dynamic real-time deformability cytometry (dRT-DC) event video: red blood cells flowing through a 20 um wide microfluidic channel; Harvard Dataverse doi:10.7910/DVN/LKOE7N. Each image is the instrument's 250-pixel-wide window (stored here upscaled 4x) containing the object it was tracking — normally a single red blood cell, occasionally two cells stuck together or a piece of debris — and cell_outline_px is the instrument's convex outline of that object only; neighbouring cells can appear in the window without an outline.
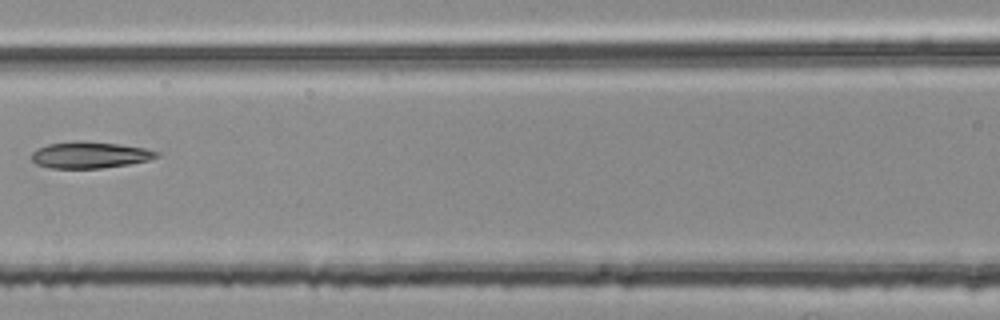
{"species": "common noctule bat (a hibernating species)", "species_latin": "Nyctalus noctula", "temperature_condition": "room temperature", "stored_images_in_passage": 3, "camera_frame_rate_fps": 3000, "um_per_image_px": 0.085, "animal": {"sex": "female", "body_mass_g": 25.1}, "frame": {"image": 1, "passage_image": 3, "time_ms": 0.667, "image_size_px": [1000, 320], "cell_outline_px": [[160, 156], [148, 160], [128, 164], [100, 168], [48, 168], [36, 164], [32, 160], [32, 152], [36, 148], [48, 144], [76, 140], [120, 144], [144, 148], [160, 152]], "centroid_in_image_um": [7.61, 13.16], "position_along_channel_um": 159.0, "area_um2": 19.36}}